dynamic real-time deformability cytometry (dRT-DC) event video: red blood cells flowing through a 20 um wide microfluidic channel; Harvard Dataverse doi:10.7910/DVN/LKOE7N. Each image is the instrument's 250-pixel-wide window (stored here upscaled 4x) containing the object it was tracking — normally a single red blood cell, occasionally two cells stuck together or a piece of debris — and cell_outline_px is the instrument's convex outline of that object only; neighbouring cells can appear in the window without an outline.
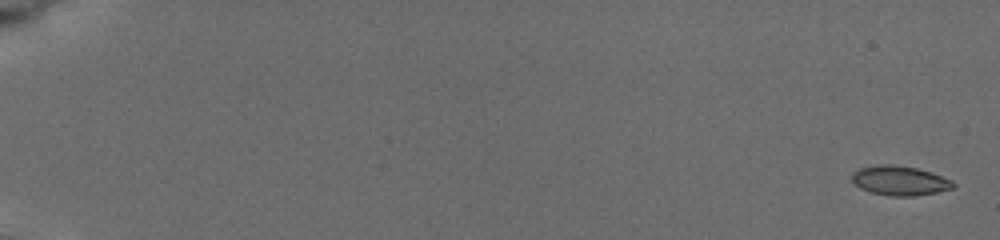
{"species": "common noctule bat (a hibernating species)", "species_latin": "Nyctalus noctula", "temperature_condition": "cold", "stored_images_in_passage": 9, "camera_frame_rate_fps": 3000, "um_per_image_px": 0.085, "animal": {"sex": "female", "body_mass_g": 19.5, "forearm_length_mm": 54.1}, "frame": {"image": 1, "passage_image": 1, "time_ms": 0.0, "image_size_px": [1000, 240], "cell_outline_px": [[956, 188], [916, 196], [888, 196], [872, 192], [860, 188], [852, 180], [852, 172], [860, 168], [876, 164], [888, 164], [916, 168], [952, 180], [956, 184]], "centroid_in_image_um": [76.48, 15.36], "position_along_channel_um": 8.5, "area_um2": 17.34}}
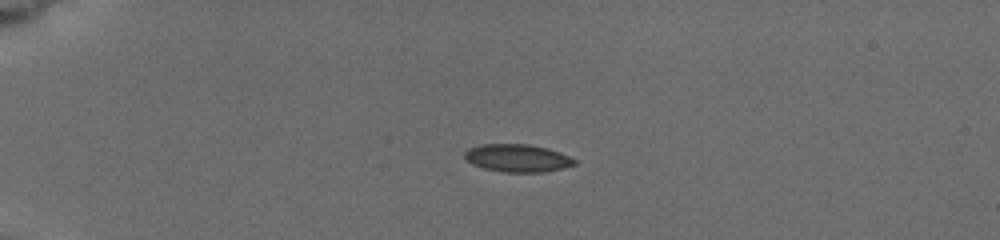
{"frame": {"image": 2, "passage_image": 6, "time_ms": 4.667, "image_size_px": [1000, 240], "cell_outline_px": [[576, 164], [564, 168], [544, 172], [504, 172], [484, 168], [472, 164], [464, 156], [464, 152], [468, 148], [480, 144], [528, 144], [548, 148], [560, 152], [576, 160]], "centroid_in_image_um": [43.99, 13.43], "position_along_channel_um": 41.0, "area_um2": 17.8}}
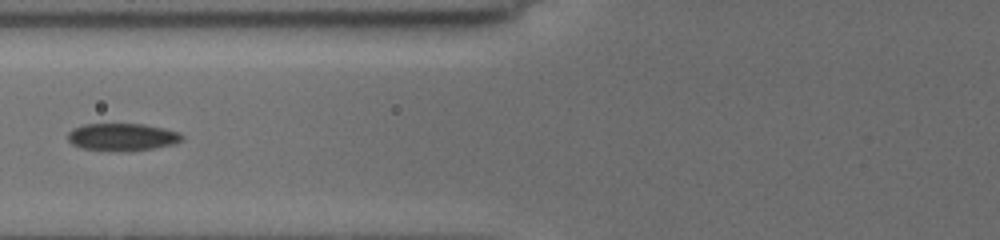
{"frame": {"image": 3, "passage_image": 9, "time_ms": 8.0, "image_size_px": [1000, 240], "cell_outline_px": [[184, 140], [176, 144], [156, 148], [112, 152], [84, 148], [72, 144], [68, 140], [68, 132], [72, 128], [84, 124], [144, 124], [164, 128], [180, 132], [184, 136]], "centroid_in_image_um": [10.43, 11.65], "position_along_channel_um": 115.4, "area_um2": 18.55}}